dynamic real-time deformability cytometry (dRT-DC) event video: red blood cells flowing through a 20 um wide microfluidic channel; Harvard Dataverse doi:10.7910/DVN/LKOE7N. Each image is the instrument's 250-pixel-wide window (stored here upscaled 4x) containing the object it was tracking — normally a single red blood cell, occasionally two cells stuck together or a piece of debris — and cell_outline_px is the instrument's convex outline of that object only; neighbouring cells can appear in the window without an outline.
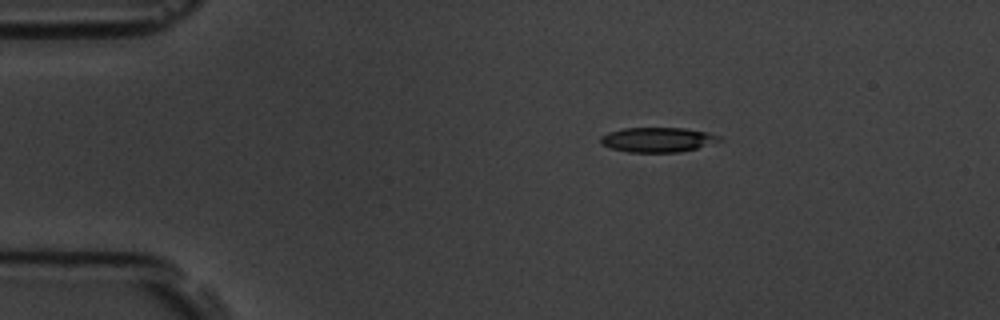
{"species": "common noctule bat (a hibernating species)", "species_latin": "Nyctalus noctula", "temperature_condition": "room temperature", "stored_images_in_passage": 6, "camera_frame_rate_fps": 3000, "um_per_image_px": 0.085, "animal": {"sex": "male", "body_mass_g": 19.5, "forearm_length_mm": 54.6}, "frame": {"image": 1, "passage_image": 1, "time_ms": 0.0, "image_size_px": [1000, 320], "cell_outline_px": [[724, 140], [696, 148], [680, 152], [628, 152], [612, 148], [600, 144], [600, 136], [608, 132], [624, 128], [684, 128], [708, 132], [720, 136]], "centroid_in_image_um": [55.9, 11.87], "position_along_channel_um": 29.1, "area_um2": 17.17}}
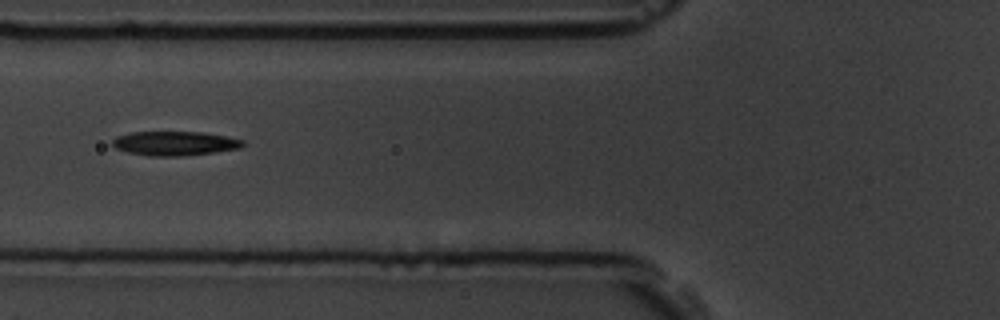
{"frame": {"image": 2, "passage_image": 4, "time_ms": 3.667, "image_size_px": [1000, 320], "cell_outline_px": [[244, 144], [240, 148], [216, 152], [180, 156], [148, 156], [128, 152], [116, 148], [112, 144], [112, 140], [116, 136], [132, 132], [204, 132], [244, 140]], "centroid_in_image_um": [14.85, 12.19], "position_along_channel_um": 111.0, "area_um2": 18.38}}
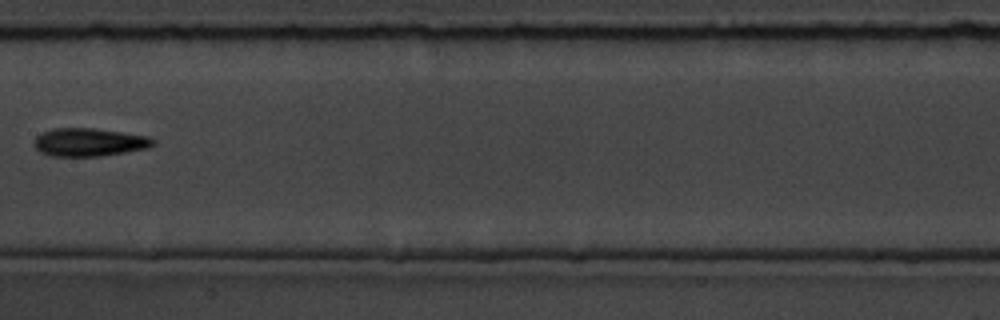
{"frame": {"image": 3, "passage_image": 6, "time_ms": 6.0, "image_size_px": [1000, 320], "cell_outline_px": [[156, 144], [148, 148], [100, 156], [52, 156], [40, 152], [32, 144], [36, 136], [40, 132], [52, 128], [92, 128], [124, 132], [148, 136], [156, 140]], "centroid_in_image_um": [7.56, 12.08], "position_along_channel_um": 199.8, "area_um2": 19.71}}